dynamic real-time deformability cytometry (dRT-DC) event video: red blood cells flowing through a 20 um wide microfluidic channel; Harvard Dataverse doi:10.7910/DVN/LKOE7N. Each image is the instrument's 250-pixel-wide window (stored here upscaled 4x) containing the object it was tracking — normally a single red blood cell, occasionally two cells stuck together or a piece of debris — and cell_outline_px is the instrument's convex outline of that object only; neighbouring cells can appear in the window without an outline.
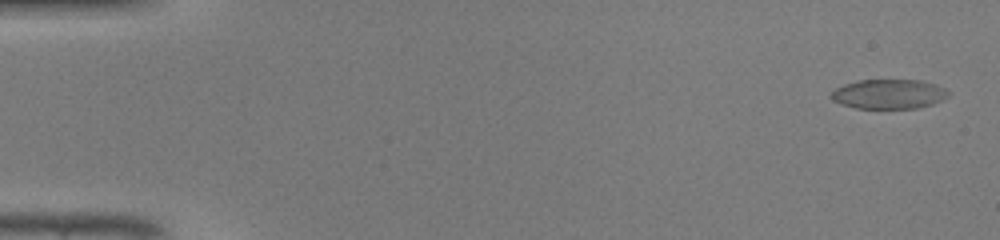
{"species": "common noctule bat (a hibernating species)", "species_latin": "Nyctalus noctula", "temperature_condition": "warm", "stored_images_in_passage": 48, "camera_frame_rate_fps": 3000, "um_per_image_px": 0.085, "animal": {"sex": "male", "body_mass_g": 19.0, "forearm_length_mm": 50.8}, "frame": {"image": 1, "passage_image": 2, "time_ms": 0.333, "image_size_px": [1000, 240], "cell_outline_px": [[948, 96], [932, 104], [916, 108], [856, 108], [840, 104], [832, 100], [828, 96], [836, 88], [844, 84], [860, 80], [920, 80], [936, 84], [944, 88], [948, 92]], "centroid_in_image_um": [75.51, 7.99], "position_along_channel_um": 9.5, "area_um2": 20.11}}
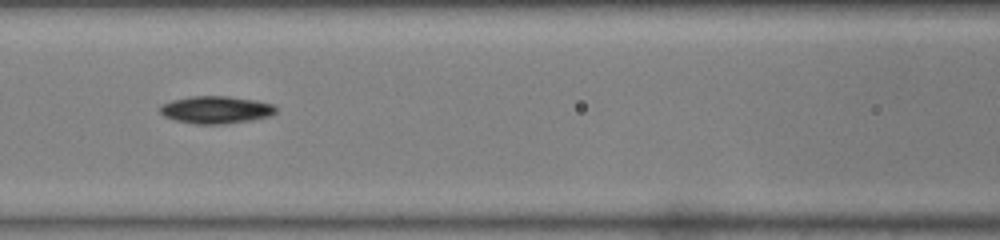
{"frame": {"image": 2, "passage_image": 22, "time_ms": 7.0, "image_size_px": [1000, 240], "cell_outline_px": [[276, 112], [268, 116], [252, 120], [220, 124], [196, 124], [176, 120], [164, 116], [160, 112], [160, 108], [164, 104], [172, 100], [192, 96], [228, 96], [256, 100], [272, 104], [276, 108]], "centroid_in_image_um": [18.37, 9.33], "position_along_channel_um": 148.2, "area_um2": 18.32}}
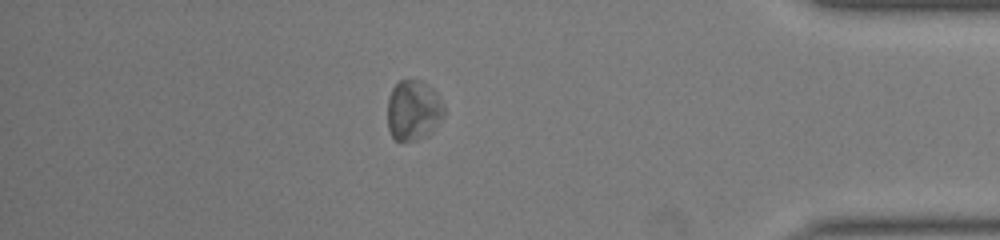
{"frame": {"image": 3, "passage_image": 42, "time_ms": 13.667, "image_size_px": [1000, 240], "cell_outline_px": [[444, 116], [432, 132], [428, 136], [416, 140], [400, 144], [392, 136], [388, 128], [388, 96], [392, 88], [400, 80], [420, 80], [428, 84], [436, 92], [444, 108]], "centroid_in_image_um": [35.13, 9.41], "position_along_channel_um": 400.1, "area_um2": 20.23}, "authors_computed_cell_mechanics": {"area_um2": 18.7272, "velocity_mm_per_s": 4.282, "shape_relaxation_time_tau1_ms": 1.2595, "shape_relaxation_time_tau2_ms": null, "deformation_change_tau1": 0.0931, "deformation_change_tau2": null}}